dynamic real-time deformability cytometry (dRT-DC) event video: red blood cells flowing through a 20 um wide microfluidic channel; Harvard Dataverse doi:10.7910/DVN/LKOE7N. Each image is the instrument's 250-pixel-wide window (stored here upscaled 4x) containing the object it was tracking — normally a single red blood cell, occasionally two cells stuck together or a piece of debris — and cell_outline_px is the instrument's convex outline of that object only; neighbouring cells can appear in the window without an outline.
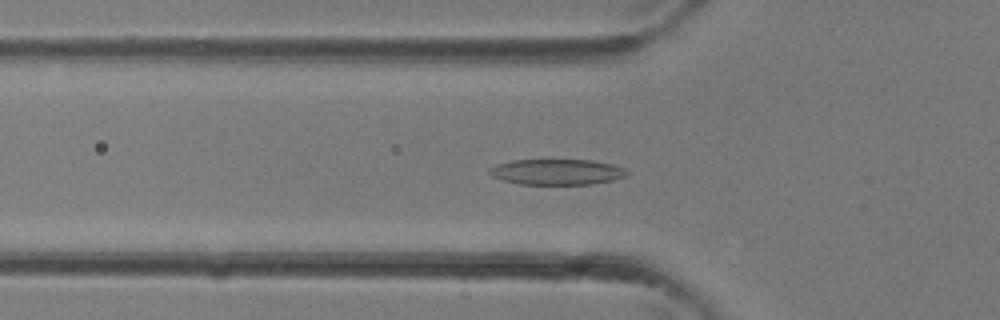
{"species": "common noctule bat (a hibernating species)", "species_latin": "Nyctalus noctula", "temperature_condition": "room temperature", "stored_images_in_passage": 27, "camera_frame_rate_fps": 3000, "um_per_image_px": 0.085, "animal": {"sex": "female"}, "frame": {"image": 1, "passage_image": 12, "time_ms": 3.667, "image_size_px": [1000, 320], "cell_outline_px": [[628, 176], [612, 180], [592, 184], [520, 184], [504, 180], [492, 176], [488, 172], [488, 168], [496, 164], [512, 160], [592, 160], [612, 164], [624, 168], [628, 172]], "centroid_in_image_um": [47.33, 14.61], "position_along_channel_um": 78.5, "area_um2": 20.58}}
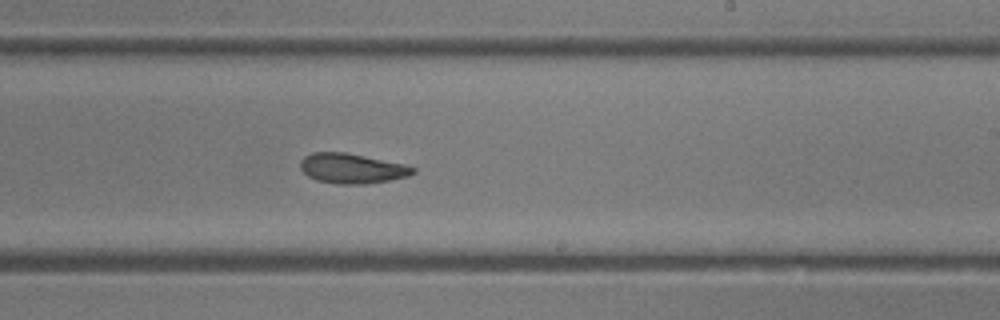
{"frame": {"image": 2, "passage_image": 21, "time_ms": 6.667, "image_size_px": [1000, 320], "cell_outline_px": [[416, 172], [408, 176], [368, 184], [336, 184], [316, 180], [308, 176], [300, 168], [300, 160], [304, 156], [312, 152], [344, 152], [404, 164], [416, 168]], "centroid_in_image_um": [29.89, 14.32], "position_along_channel_um": 259.1, "area_um2": 19.65}}
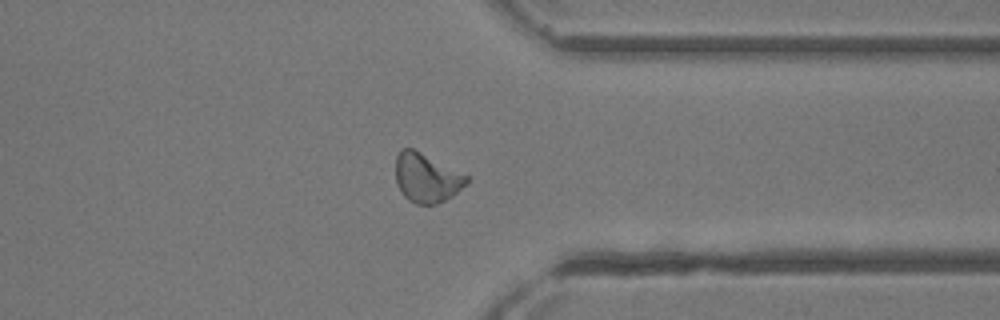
{"frame": {"image": 3, "passage_image": 27, "time_ms": 8.667, "image_size_px": [1000, 320], "cell_outline_px": [[468, 184], [452, 196], [436, 204], [416, 204], [408, 200], [404, 196], [396, 180], [396, 156], [400, 148], [412, 148], [468, 176]], "centroid_in_image_um": [36.25, 15.12], "position_along_channel_um": 375.1, "area_um2": 20.06}}